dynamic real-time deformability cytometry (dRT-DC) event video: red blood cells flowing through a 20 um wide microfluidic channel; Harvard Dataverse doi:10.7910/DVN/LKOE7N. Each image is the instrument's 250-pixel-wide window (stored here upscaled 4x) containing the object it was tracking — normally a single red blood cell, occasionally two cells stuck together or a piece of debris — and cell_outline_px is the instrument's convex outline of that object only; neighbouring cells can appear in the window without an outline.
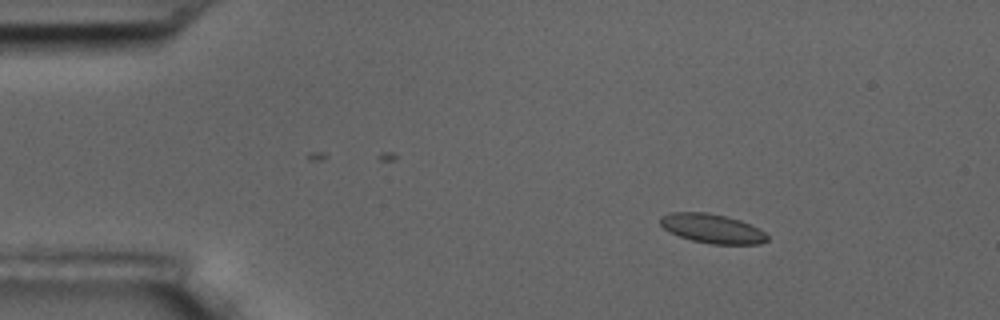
{"species": "common noctule bat (a hibernating species)", "species_latin": "Nyctalus noctula", "temperature_condition": "room temperature", "stored_images_in_passage": 6, "camera_frame_rate_fps": 3000, "um_per_image_px": 0.085, "animal": {"sex": "male", "body_mass_g": 17.5, "forearm_length_mm": 52.3}, "frame": {"image": 1, "passage_image": 2, "time_ms": 1.333, "image_size_px": [1000, 320], "cell_outline_px": [[768, 240], [760, 244], [712, 244], [692, 240], [668, 232], [660, 224], [660, 216], [672, 212], [708, 212], [740, 220], [764, 232], [768, 236]], "centroid_in_image_um": [60.5, 19.42], "position_along_channel_um": 24.5, "area_um2": 18.09}}
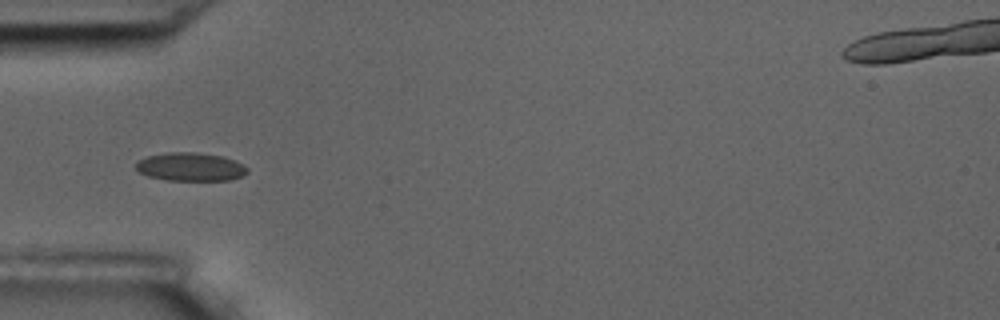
{"frame": {"image": 2, "passage_image": 5, "time_ms": 4.667, "image_size_px": [1000, 320], "cell_outline_px": [[248, 172], [244, 176], [228, 180], [168, 180], [148, 176], [140, 172], [136, 168], [136, 164], [140, 160], [148, 156], [168, 152], [196, 152], [224, 156], [248, 168]], "centroid_in_image_um": [16.21, 14.18], "position_along_channel_um": 68.8, "area_um2": 18.26}}